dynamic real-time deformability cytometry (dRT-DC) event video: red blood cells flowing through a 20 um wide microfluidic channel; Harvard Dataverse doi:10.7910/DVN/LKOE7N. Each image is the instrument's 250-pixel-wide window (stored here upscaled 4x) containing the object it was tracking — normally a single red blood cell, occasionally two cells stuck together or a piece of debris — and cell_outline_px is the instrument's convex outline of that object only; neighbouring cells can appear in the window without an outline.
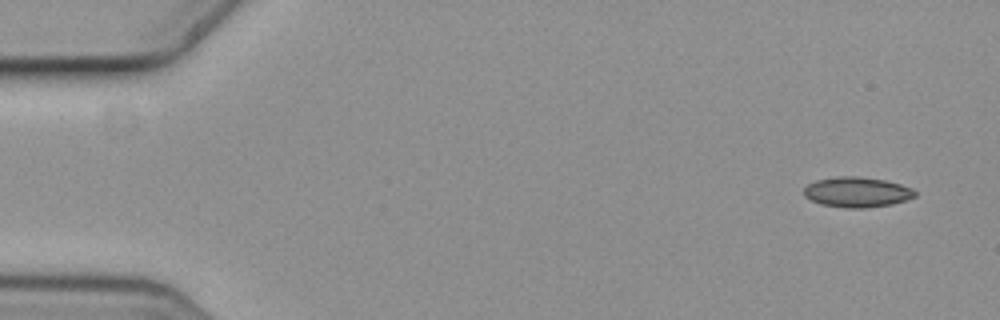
{"species": "common noctule bat (a hibernating species)", "species_latin": "Nyctalus noctula", "temperature_condition": "cold", "stored_images_in_passage": 3, "camera_frame_rate_fps": 3000, "um_per_image_px": 0.085, "animal": {"sex": "female", "body_mass_g": 19.3, "forearm_length_mm": 54.1}, "frame": {"image": 1, "passage_image": 1, "time_ms": 0.0, "image_size_px": [1000, 320], "cell_outline_px": [[916, 196], [892, 204], [864, 208], [848, 208], [824, 204], [812, 200], [804, 196], [804, 188], [808, 184], [816, 180], [840, 176], [856, 176], [884, 180], [900, 184], [912, 188], [916, 192]], "centroid_in_image_um": [72.85, 16.32], "position_along_channel_um": 12.2, "area_um2": 19.31}}